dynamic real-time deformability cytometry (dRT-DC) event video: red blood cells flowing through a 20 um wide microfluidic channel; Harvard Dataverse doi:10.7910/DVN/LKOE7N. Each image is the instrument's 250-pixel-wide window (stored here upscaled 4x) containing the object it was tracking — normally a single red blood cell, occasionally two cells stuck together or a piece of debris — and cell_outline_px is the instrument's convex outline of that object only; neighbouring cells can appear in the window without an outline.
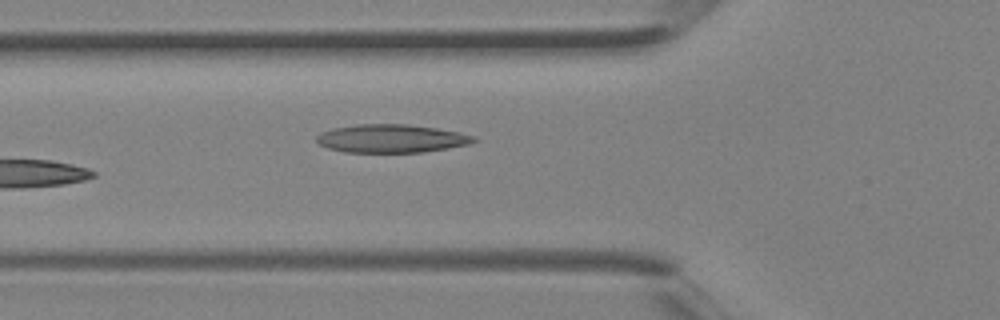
{"species": "Egyptian fruit bat (a non-hibernating species)", "species_latin": "Rousettus aegyptiacus", "temperature_condition": "room temperature", "stored_images_in_passage": 5, "camera_frame_rate_fps": 3000, "um_per_image_px": 0.085, "animal": {"sex": "female"}, "frame": {"image": 1, "passage_image": 5, "time_ms": 1.333, "image_size_px": [1000, 320], "cell_outline_px": [[476, 140], [468, 144], [448, 148], [424, 152], [344, 152], [328, 148], [320, 144], [316, 140], [316, 136], [320, 132], [332, 128], [356, 124], [408, 124], [436, 128], [476, 136]], "centroid_in_image_um": [33.23, 11.77], "position_along_channel_um": 92.6, "area_um2": 25.84}}